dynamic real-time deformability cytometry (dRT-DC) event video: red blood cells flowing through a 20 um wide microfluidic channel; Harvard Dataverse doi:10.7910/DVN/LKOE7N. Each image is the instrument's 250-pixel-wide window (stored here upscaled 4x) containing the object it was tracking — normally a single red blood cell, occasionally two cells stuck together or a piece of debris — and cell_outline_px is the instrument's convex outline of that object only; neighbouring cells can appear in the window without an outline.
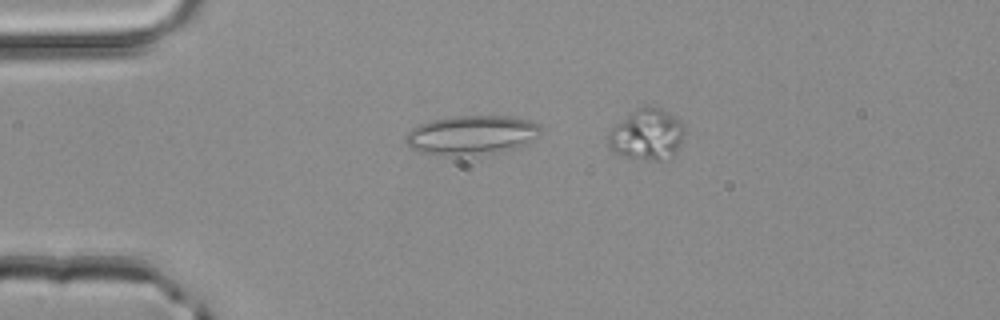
{"species": "common noctule bat (a hibernating species)", "species_latin": "Nyctalus noctula", "temperature_condition": "room temperature", "stored_images_in_passage": 14, "camera_frame_rate_fps": 3000, "um_per_image_px": 0.085, "animal": {"sex": "male", "body_mass_g": 20.4}, "frame": {"image": 1, "passage_image": 2, "time_ms": 0.333, "image_size_px": [1000, 320], "cell_outline_px": [[540, 136], [516, 148], [492, 152], [460, 156], [444, 156], [420, 152], [408, 148], [404, 140], [404, 136], [412, 128], [420, 124], [432, 120], [456, 116], [508, 116], [528, 120], [540, 124]], "centroid_in_image_um": [40.04, 11.48], "position_along_channel_um": 45.0, "area_um2": 30.98}}
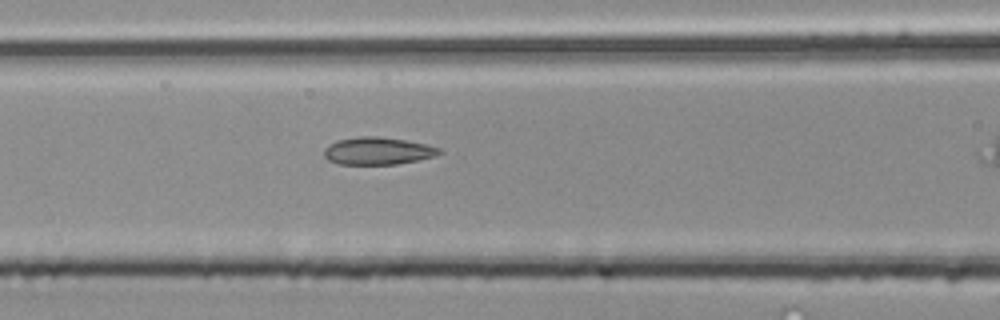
{"frame": {"image": 2, "passage_image": 10, "time_ms": 3.0, "image_size_px": [1000, 320], "cell_outline_px": [[444, 152], [432, 156], [416, 160], [396, 164], [336, 164], [328, 160], [324, 156], [324, 148], [328, 144], [336, 140], [356, 136], [380, 136], [404, 140], [424, 144], [440, 148]], "centroid_in_image_um": [32.04, 12.82], "position_along_channel_um": 134.6, "area_um2": 18.44}}
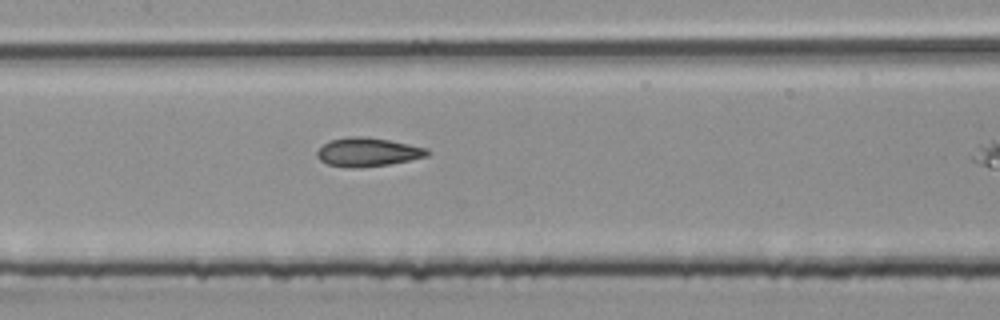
{"frame": {"image": 3, "passage_image": 13, "time_ms": 4.0, "image_size_px": [1000, 320], "cell_outline_px": [[432, 152], [428, 156], [388, 164], [360, 168], [352, 168], [328, 164], [320, 160], [316, 156], [316, 152], [328, 140], [348, 136], [364, 136], [388, 140], [428, 148]], "centroid_in_image_um": [31.25, 12.92], "position_along_channel_um": 176.2, "area_um2": 18.5}}